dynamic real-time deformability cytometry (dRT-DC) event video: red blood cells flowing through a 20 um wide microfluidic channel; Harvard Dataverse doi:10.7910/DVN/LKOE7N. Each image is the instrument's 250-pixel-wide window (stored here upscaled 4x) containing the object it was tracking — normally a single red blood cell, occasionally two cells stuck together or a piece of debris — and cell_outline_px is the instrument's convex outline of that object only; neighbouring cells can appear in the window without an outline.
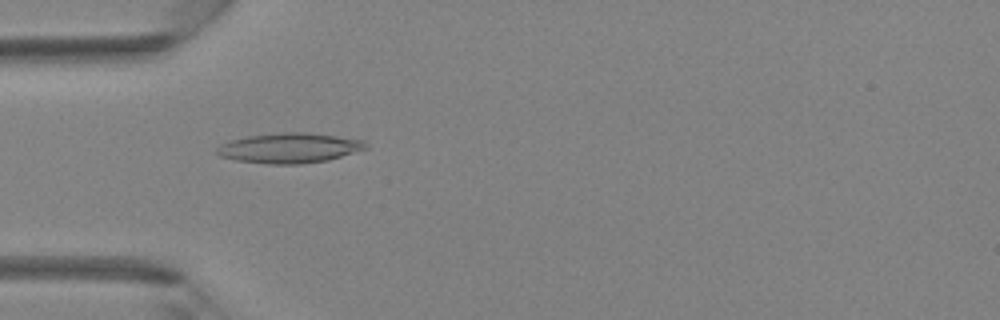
{"species": "Egyptian fruit bat (a non-hibernating species)", "species_latin": "Rousettus aegyptiacus", "temperature_condition": "room temperature", "stored_images_in_passage": 40, "camera_frame_rate_fps": 3000, "um_per_image_px": 0.085, "animal": {"sex": "female"}, "frame": {"image": 1, "passage_image": 13, "time_ms": 4.0, "image_size_px": [1000, 320], "cell_outline_px": [[368, 148], [328, 160], [300, 164], [268, 164], [236, 160], [220, 156], [216, 152], [216, 148], [220, 144], [232, 140], [248, 136], [284, 132], [308, 132], [364, 140], [368, 144]], "centroid_in_image_um": [24.61, 12.58], "position_along_channel_um": 60.4, "area_um2": 26.01}}
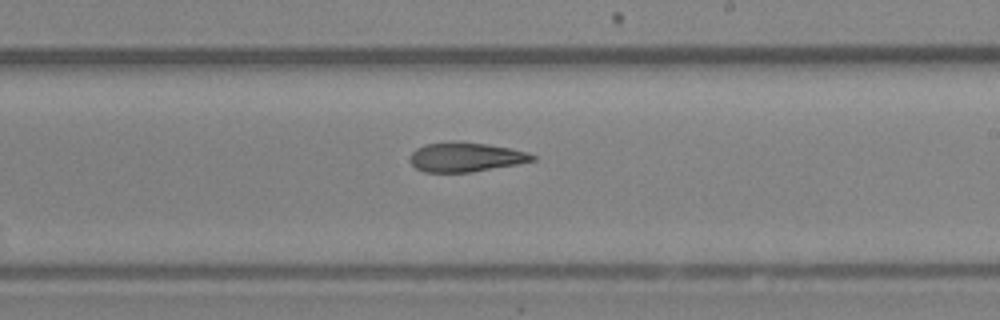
{"frame": {"image": 2, "passage_image": 25, "time_ms": 8.0, "image_size_px": [1000, 320], "cell_outline_px": [[536, 160], [516, 164], [472, 172], [424, 172], [416, 168], [408, 160], [412, 152], [416, 148], [424, 144], [460, 140], [508, 148], [528, 152], [536, 156]], "centroid_in_image_um": [39.54, 13.34], "position_along_channel_um": 249.5, "area_um2": 21.04}}
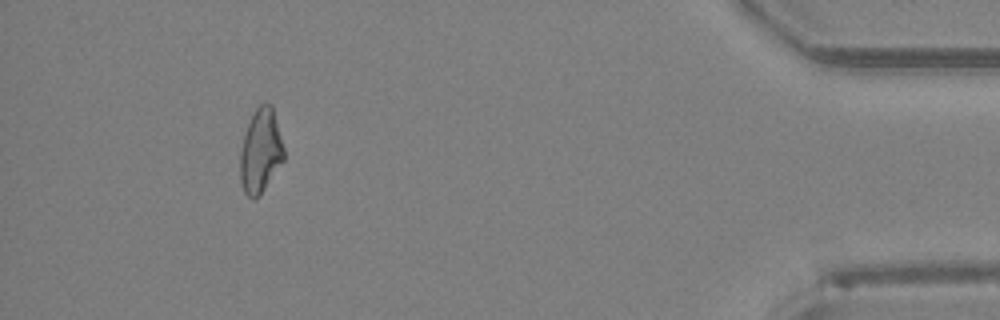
{"frame": {"image": 3, "passage_image": 39, "time_ms": 12.667, "image_size_px": [1000, 320], "cell_outline_px": [[284, 160], [264, 188], [252, 200], [244, 192], [240, 180], [240, 148], [244, 132], [256, 108], [260, 104], [272, 104], [284, 148]], "centroid_in_image_um": [22.14, 12.82], "position_along_channel_um": 413.1, "area_um2": 21.21}}